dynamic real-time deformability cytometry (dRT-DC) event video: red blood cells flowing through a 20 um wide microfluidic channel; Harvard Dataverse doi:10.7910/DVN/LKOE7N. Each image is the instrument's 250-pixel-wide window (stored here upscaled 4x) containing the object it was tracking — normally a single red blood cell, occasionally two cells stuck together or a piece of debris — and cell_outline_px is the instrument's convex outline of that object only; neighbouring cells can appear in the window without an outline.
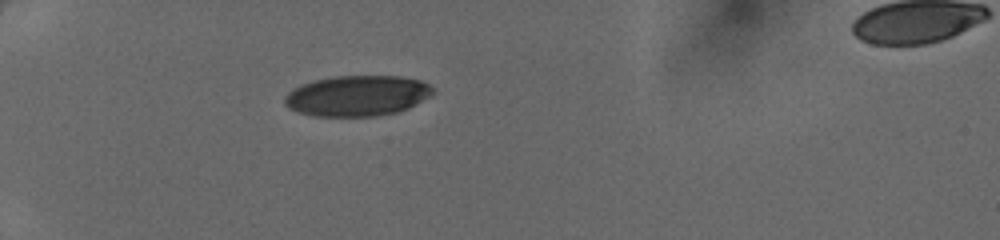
{"species": "human", "species_latin": "Homo sapiens", "temperature_condition": "cold", "stored_images_in_passage": 33, "camera_frame_rate_fps": 3000, "um_per_image_px": 0.085, "donor": {"sex": "female"}, "frame": {"image": 1, "passage_image": 1, "time_ms": 0.0, "image_size_px": [1000, 240], "cell_outline_px": [[436, 92], [408, 108], [396, 112], [372, 116], [316, 116], [296, 112], [288, 108], [284, 104], [284, 100], [288, 92], [292, 88], [300, 84], [312, 80], [336, 76], [400, 76], [420, 80], [428, 84]], "centroid_in_image_um": [30.32, 8.13], "position_along_channel_um": 54.7, "area_um2": 35.14}}
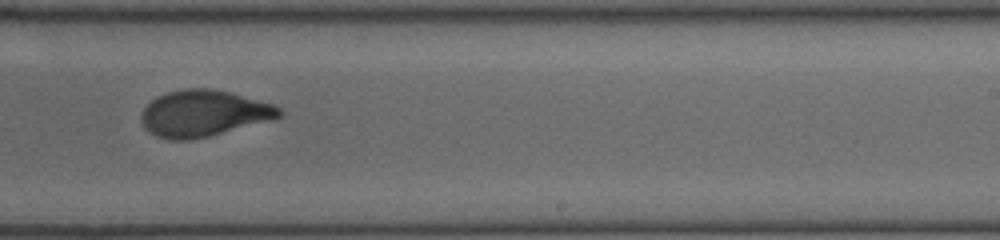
{"frame": {"image": 2, "passage_image": 18, "time_ms": 5.667, "image_size_px": [1000, 240], "cell_outline_px": [[284, 112], [276, 120], [208, 136], [188, 140], [168, 140], [156, 136], [148, 132], [144, 128], [140, 116], [144, 108], [156, 96], [168, 92], [184, 88], [212, 88], [276, 104]], "centroid_in_image_um": [17.33, 9.64], "position_along_channel_um": 271.7, "area_um2": 37.69}}
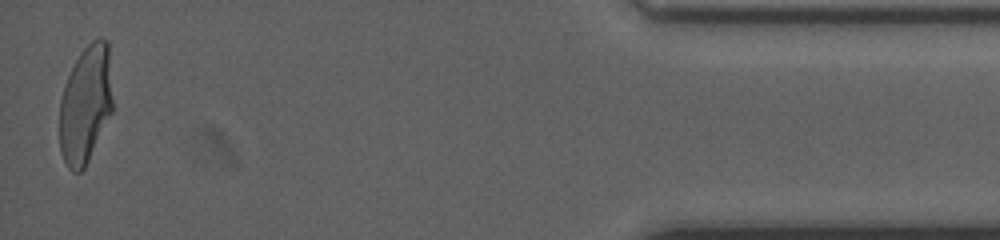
{"frame": {"image": 3, "passage_image": 33, "time_ms": 10.667, "image_size_px": [1000, 240], "cell_outline_px": [[112, 112], [84, 168], [80, 172], [72, 172], [68, 168], [64, 160], [60, 148], [60, 100], [68, 76], [80, 52], [92, 40], [100, 36], [108, 40], [112, 100]], "centroid_in_image_um": [7.28, 8.85], "position_along_channel_um": 427.9, "area_um2": 36.24}}